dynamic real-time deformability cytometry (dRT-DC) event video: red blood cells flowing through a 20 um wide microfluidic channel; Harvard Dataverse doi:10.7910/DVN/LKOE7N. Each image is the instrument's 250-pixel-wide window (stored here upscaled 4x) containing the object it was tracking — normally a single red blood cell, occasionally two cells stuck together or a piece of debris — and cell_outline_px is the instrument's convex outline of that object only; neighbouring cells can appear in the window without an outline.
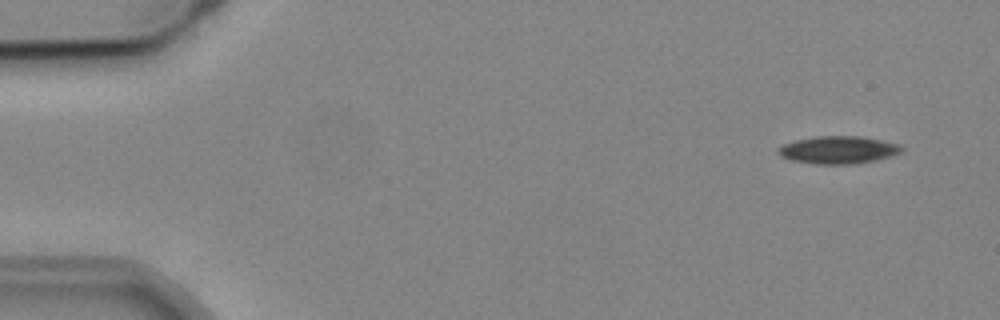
{"species": "common noctule bat (a hibernating species)", "species_latin": "Nyctalus noctula", "temperature_condition": "cold", "stored_images_in_passage": 8, "camera_frame_rate_fps": 3000, "um_per_image_px": 0.085, "animal": {"sex": "male", "body_mass_g": 19.2, "forearm_length_mm": 51.8}, "frame": {"image": 1, "passage_image": 1, "time_ms": 0.0, "image_size_px": [1000, 320], "cell_outline_px": [[904, 148], [900, 152], [892, 156], [876, 160], [856, 164], [816, 164], [788, 160], [780, 156], [776, 152], [776, 148], [784, 144], [796, 140], [816, 136], [860, 136], [900, 144]], "centroid_in_image_um": [71.22, 12.75], "position_along_channel_um": 13.8, "area_um2": 20.06}}
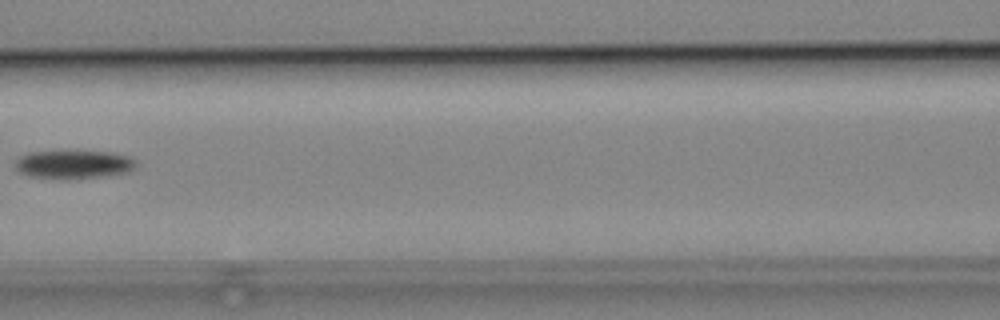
{"frame": {"image": 2, "passage_image": 7, "time_ms": 7.0, "image_size_px": [1000, 320], "cell_outline_px": [[136, 164], [128, 172], [100, 176], [68, 180], [56, 180], [28, 176], [16, 172], [12, 164], [20, 156], [28, 152], [112, 152], [128, 156], [136, 160]], "centroid_in_image_um": [6.15, 14.0], "position_along_channel_um": 160.4, "area_um2": 20.29}}
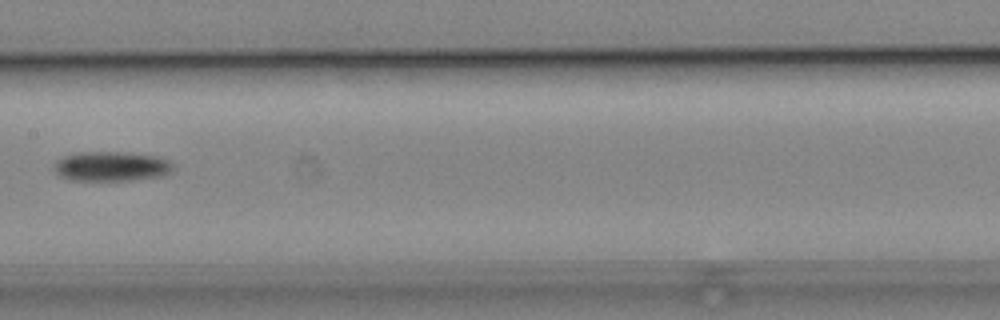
{"frame": {"image": 3, "passage_image": 8, "time_ms": 8.0, "image_size_px": [1000, 320], "cell_outline_px": [[172, 168], [168, 172], [160, 176], [132, 180], [72, 180], [60, 176], [52, 168], [52, 164], [56, 160], [72, 152], [124, 152], [156, 156], [168, 160], [172, 164]], "centroid_in_image_um": [9.38, 14.13], "position_along_channel_um": 198.0, "area_um2": 20.58}}